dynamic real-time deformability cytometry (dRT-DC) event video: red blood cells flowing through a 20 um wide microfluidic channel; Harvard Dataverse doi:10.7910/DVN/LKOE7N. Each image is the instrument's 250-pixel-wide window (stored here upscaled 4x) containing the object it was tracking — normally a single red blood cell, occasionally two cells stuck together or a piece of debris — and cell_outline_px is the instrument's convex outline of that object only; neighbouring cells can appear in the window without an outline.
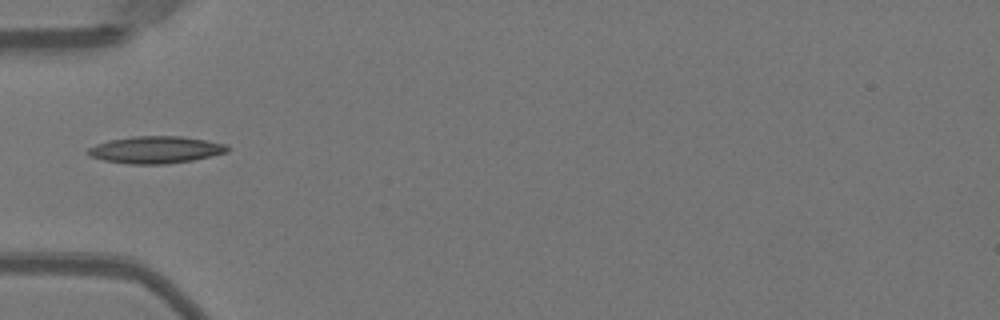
{"species": "Egyptian fruit bat (a non-hibernating species)", "species_latin": "Rousettus aegyptiacus", "temperature_condition": "warm", "stored_images_in_passage": 35, "camera_frame_rate_fps": 3000, "um_per_image_px": 0.085, "animal": {"sex": "female"}, "frame": {"image": 1, "passage_image": 1, "time_ms": 0.0, "image_size_px": [1000, 320], "cell_outline_px": [[228, 152], [192, 160], [164, 164], [128, 164], [104, 160], [92, 156], [88, 152], [88, 148], [96, 144], [108, 140], [132, 136], [180, 136], [204, 140], [224, 144], [228, 148]], "centroid_in_image_um": [13.21, 12.73], "position_along_channel_um": 71.8, "area_um2": 21.73}}
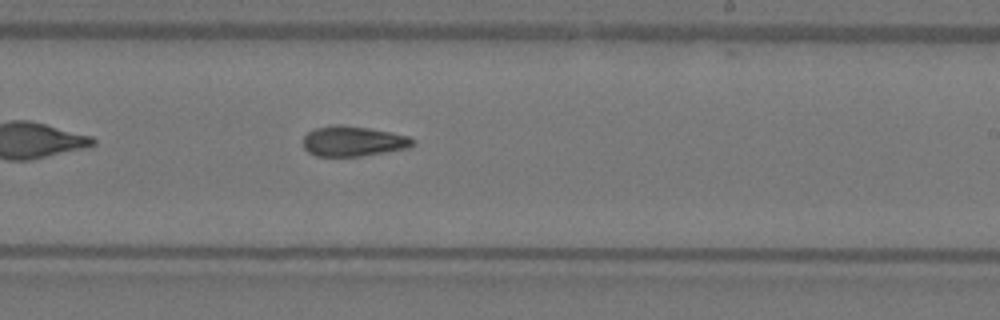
{"frame": {"image": 2, "passage_image": 15, "time_ms": 4.667, "image_size_px": [1000, 320], "cell_outline_px": [[416, 144], [408, 148], [360, 156], [316, 156], [308, 152], [304, 148], [304, 136], [308, 132], [316, 128], [336, 124], [340, 124], [368, 128], [408, 136], [416, 140]], "centroid_in_image_um": [30.02, 12.0], "position_along_channel_um": 259.0, "area_um2": 19.19}}
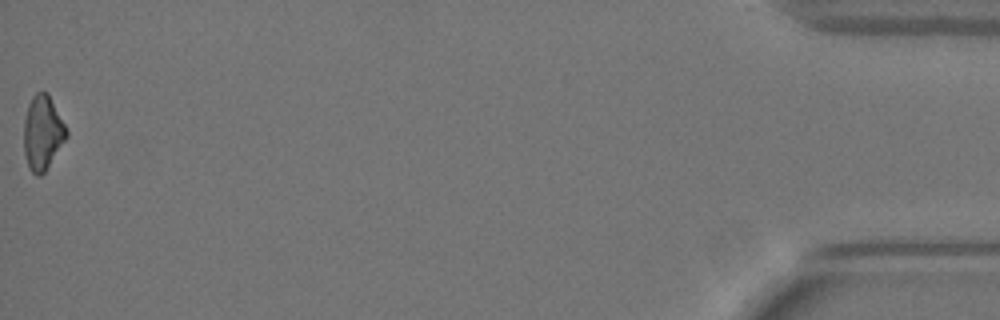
{"frame": {"image": 3, "passage_image": 35, "time_ms": 11.333, "image_size_px": [1000, 320], "cell_outline_px": [[68, 136], [44, 172], [40, 176], [36, 176], [28, 168], [24, 152], [24, 120], [28, 104], [32, 96], [36, 92], [48, 92], [68, 128]], "centroid_in_image_um": [3.63, 11.26], "position_along_channel_um": 431.6, "area_um2": 18.67}, "authors_computed_cell_mechanics": {"area_um2": 19.2474, "velocity_mm_per_s": 3.9995, "shape_relaxation_time_tau1_ms": 6.7609, "shape_relaxation_time_tau2_ms": 7.4593, "deformation_change_tau1": 0.2123, "deformation_change_tau2": 0.1558}}